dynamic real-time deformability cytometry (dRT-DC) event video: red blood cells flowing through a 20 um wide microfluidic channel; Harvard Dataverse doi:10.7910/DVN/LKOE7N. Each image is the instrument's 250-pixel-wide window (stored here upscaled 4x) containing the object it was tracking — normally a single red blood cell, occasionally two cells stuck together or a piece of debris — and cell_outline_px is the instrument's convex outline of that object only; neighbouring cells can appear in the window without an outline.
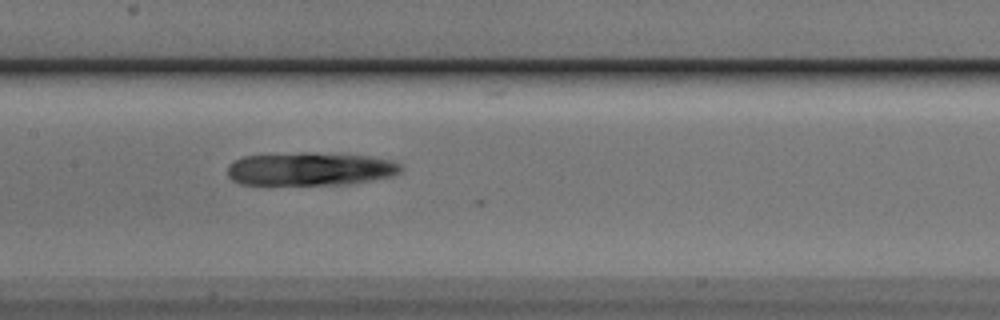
{"species": "Egyptian fruit bat (a non-hibernating species)", "species_latin": "Rousettus aegyptiacus", "temperature_condition": "cold", "stored_images_in_passage": 20, "camera_frame_rate_fps": 3000, "um_per_image_px": 0.085, "animal": {"sex": "male"}, "frame": {"image": 1, "passage_image": 9, "time_ms": 2.667, "image_size_px": [1000, 320], "cell_outline_px": [[404, 168], [400, 172], [392, 176], [352, 184], [240, 184], [232, 180], [228, 176], [228, 164], [232, 160], [244, 156], [300, 152], [312, 152], [368, 156], [392, 160], [400, 164]], "centroid_in_image_um": [26.37, 14.35], "position_along_channel_um": 181.0, "area_um2": 33.81}}